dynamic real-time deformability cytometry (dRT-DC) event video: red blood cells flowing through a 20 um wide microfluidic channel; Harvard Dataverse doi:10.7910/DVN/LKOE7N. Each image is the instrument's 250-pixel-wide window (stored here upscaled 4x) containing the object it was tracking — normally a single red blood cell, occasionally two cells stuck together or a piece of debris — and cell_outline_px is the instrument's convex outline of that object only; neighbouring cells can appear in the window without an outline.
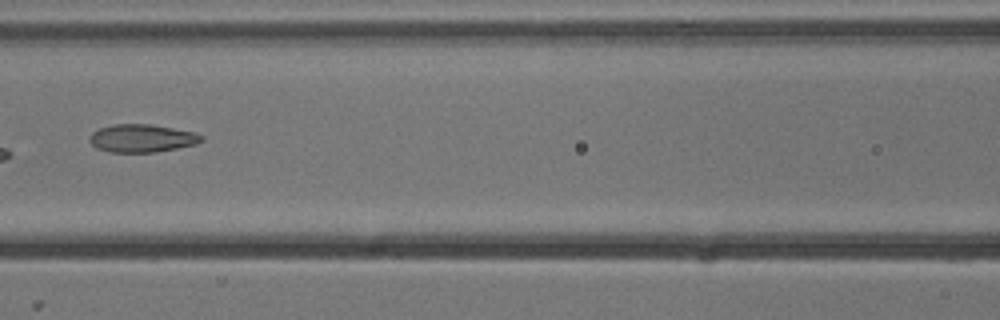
{"species": "common noctule bat (a hibernating species)", "species_latin": "Nyctalus noctula", "temperature_condition": "cold", "stored_images_in_passage": 8, "camera_frame_rate_fps": 3000, "um_per_image_px": 0.085, "animal": {"sex": "male", "body_mass_g": 13.3}, "frame": {"image": 1, "passage_image": 8, "time_ms": 2.333, "image_size_px": [1000, 320], "cell_outline_px": [[204, 140], [196, 144], [176, 148], [152, 152], [108, 152], [96, 148], [92, 144], [92, 132], [100, 128], [116, 124], [148, 124], [196, 132], [204, 136]], "centroid_in_image_um": [12.11, 11.75], "position_along_channel_um": 154.5, "area_um2": 17.98}}